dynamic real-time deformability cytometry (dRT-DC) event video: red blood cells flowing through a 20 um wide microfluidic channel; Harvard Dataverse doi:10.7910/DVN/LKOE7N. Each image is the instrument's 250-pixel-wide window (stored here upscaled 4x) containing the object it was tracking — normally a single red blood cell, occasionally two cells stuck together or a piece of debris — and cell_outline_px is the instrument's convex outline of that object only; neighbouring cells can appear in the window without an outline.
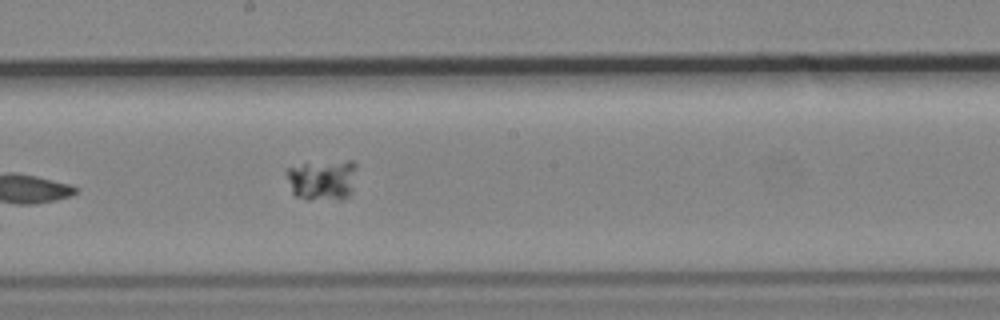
{"species": "common noctule bat (a hibernating species)", "species_latin": "Nyctalus noctula", "temperature_condition": "cold", "stored_images_in_passage": 7, "camera_frame_rate_fps": 3000, "um_per_image_px": 0.085, "animal": {"sex": "male", "body_mass_g": 19.2, "forearm_length_mm": 51.8}, "frame": {"image": 1, "passage_image": 7, "time_ms": 7.333, "image_size_px": [1000, 320], "cell_outline_px": [[356, 168], [352, 192], [348, 196], [340, 200], [304, 200], [296, 196], [292, 192], [284, 172], [284, 168], [304, 164], [348, 160], [352, 160], [356, 164]], "centroid_in_image_um": [27.38, 15.31], "position_along_channel_um": 220.8, "area_um2": 17.05}}